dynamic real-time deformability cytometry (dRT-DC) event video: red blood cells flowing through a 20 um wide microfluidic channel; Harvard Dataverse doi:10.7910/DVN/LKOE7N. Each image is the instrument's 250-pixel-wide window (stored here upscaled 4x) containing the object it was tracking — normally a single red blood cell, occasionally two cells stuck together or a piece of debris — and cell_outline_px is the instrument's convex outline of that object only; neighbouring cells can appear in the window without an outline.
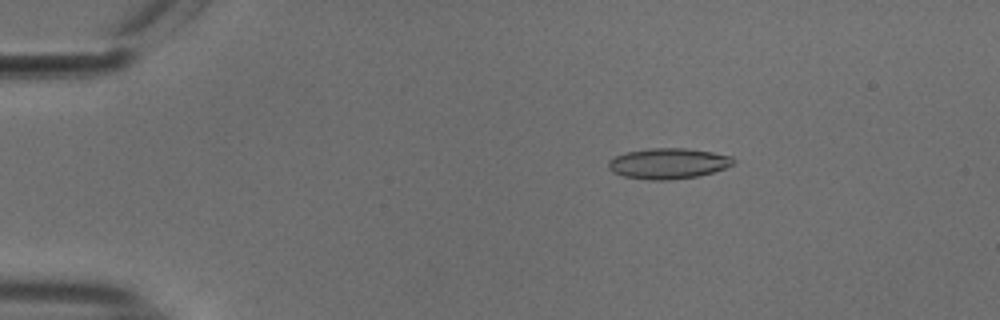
{"species": "common noctule bat (a hibernating species)", "species_latin": "Nyctalus noctula", "temperature_condition": "cold", "stored_images_in_passage": 54, "camera_frame_rate_fps": 3000, "um_per_image_px": 0.085, "animal": {"sex": "male", "body_mass_g": 18.8}, "frame": {"image": 1, "passage_image": 10, "time_ms": 3.0, "image_size_px": [1000, 320], "cell_outline_px": [[736, 160], [732, 164], [724, 168], [700, 176], [668, 180], [652, 180], [624, 176], [612, 172], [608, 168], [608, 160], [624, 152], [648, 148], [688, 148], [712, 152], [732, 156]], "centroid_in_image_um": [56.78, 13.89], "position_along_channel_um": 28.2, "area_um2": 22.43}}
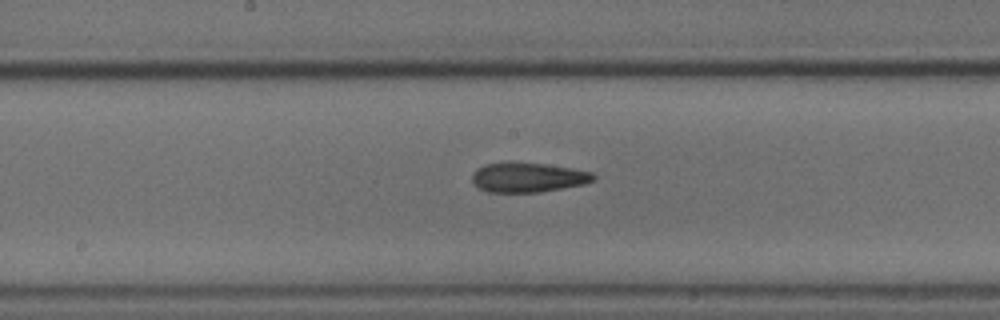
{"frame": {"image": 2, "passage_image": 29, "time_ms": 9.333, "image_size_px": [1000, 320], "cell_outline_px": [[596, 180], [584, 184], [540, 192], [488, 192], [472, 184], [472, 172], [476, 168], [484, 164], [512, 160], [544, 164], [572, 168], [592, 172], [596, 176]], "centroid_in_image_um": [44.84, 15.05], "position_along_channel_um": 203.4, "area_um2": 21.5}}
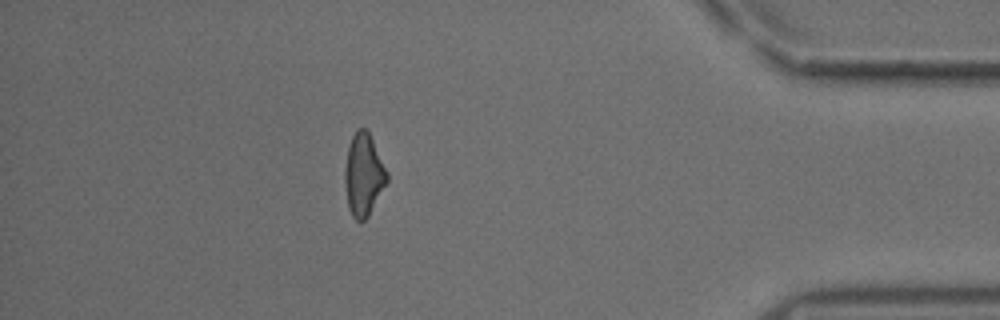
{"frame": {"image": 3, "passage_image": 48, "time_ms": 15.667, "image_size_px": [1000, 320], "cell_outline_px": [[388, 180], [368, 216], [364, 220], [356, 220], [352, 216], [348, 208], [344, 184], [344, 168], [348, 144], [356, 128], [364, 128], [368, 132], [388, 172]], "centroid_in_image_um": [30.87, 14.85], "position_along_channel_um": 404.3, "area_um2": 20.23}, "authors_computed_cell_mechanics": {"area_um2": 20.9525, "velocity_mm_per_s": 3.7833, "shape_relaxation_time_tau1_ms": 8.6813, "shape_relaxation_time_tau2_ms": 3.8191, "deformation_change_tau1": 0.1999, "deformation_change_tau2": 0.1369}}